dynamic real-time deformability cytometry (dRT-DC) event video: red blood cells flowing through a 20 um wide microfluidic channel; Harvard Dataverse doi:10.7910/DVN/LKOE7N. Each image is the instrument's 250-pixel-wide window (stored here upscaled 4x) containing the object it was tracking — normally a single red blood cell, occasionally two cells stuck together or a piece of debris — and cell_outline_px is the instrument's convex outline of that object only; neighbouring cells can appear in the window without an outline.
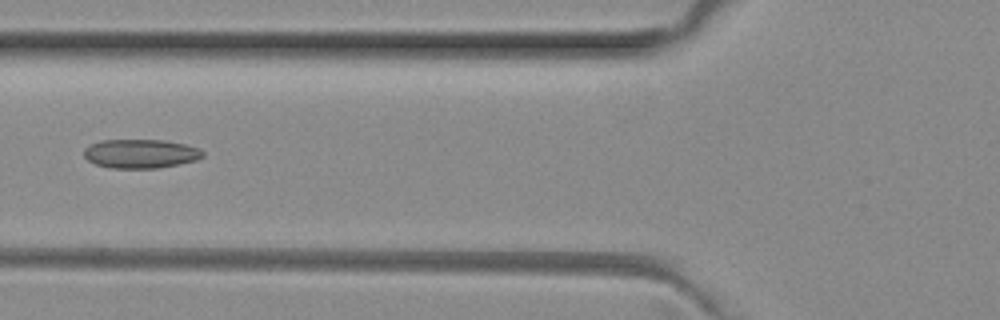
{"species": "common noctule bat (a hibernating species)", "species_latin": "Nyctalus noctula", "temperature_condition": "room temperature", "stored_images_in_passage": 7, "camera_frame_rate_fps": 3000, "um_per_image_px": 0.085, "animal": {"sex": "female", "body_mass_g": 29.2, "forearm_length_mm": 56.3}, "frame": {"image": 1, "passage_image": 6, "time_ms": 1.667, "image_size_px": [1000, 320], "cell_outline_px": [[204, 156], [196, 160], [180, 164], [156, 168], [108, 168], [96, 164], [88, 160], [84, 156], [84, 148], [100, 140], [164, 140], [184, 144], [200, 148], [204, 152]], "centroid_in_image_um": [11.96, 13.06], "position_along_channel_um": 113.8, "area_um2": 20.11}}
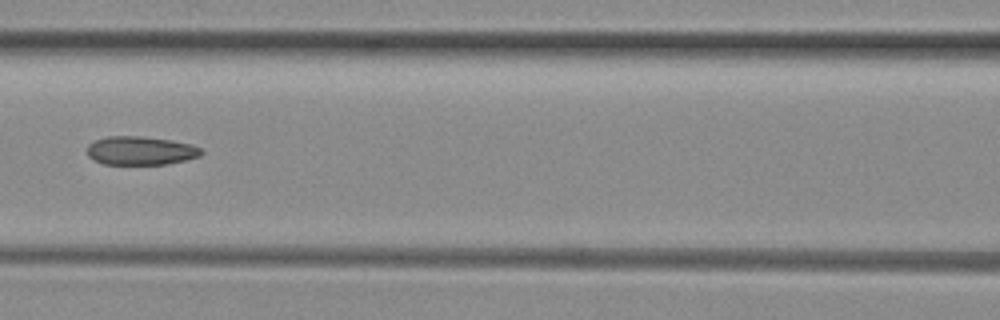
{"frame": {"image": 2, "passage_image": 7, "time_ms": 2.0, "image_size_px": [1000, 320], "cell_outline_px": [[204, 152], [200, 156], [184, 160], [164, 164], [104, 164], [92, 160], [88, 156], [88, 144], [96, 140], [108, 136], [140, 136], [172, 140], [192, 144], [200, 148]], "centroid_in_image_um": [11.95, 12.8], "position_along_channel_um": 154.7, "area_um2": 19.02}}